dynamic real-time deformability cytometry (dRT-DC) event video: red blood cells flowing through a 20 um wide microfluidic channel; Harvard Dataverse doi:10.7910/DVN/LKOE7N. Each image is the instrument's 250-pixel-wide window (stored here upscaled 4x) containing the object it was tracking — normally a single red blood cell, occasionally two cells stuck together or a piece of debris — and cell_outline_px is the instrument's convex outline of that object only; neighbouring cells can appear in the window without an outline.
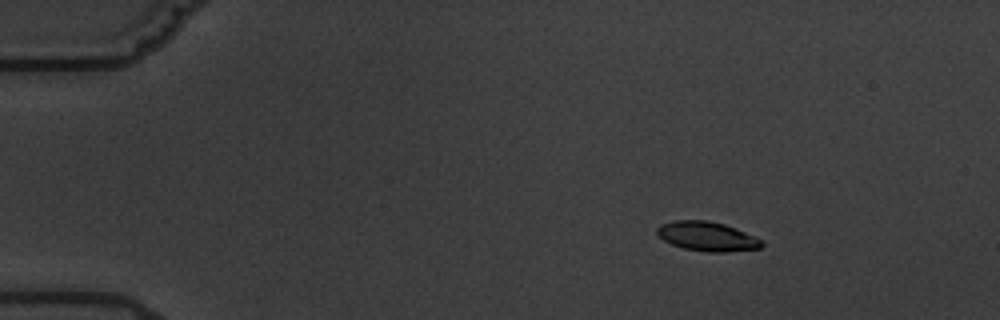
{"species": "common noctule bat (a hibernating species)", "species_latin": "Nyctalus noctula", "temperature_condition": "warm", "stored_images_in_passage": 5, "camera_frame_rate_fps": 3000, "um_per_image_px": 0.085, "animal": {"sex": "male", "body_mass_g": 19.5, "forearm_length_mm": 54.6}, "frame": {"image": 1, "passage_image": 3, "time_ms": 3.0, "image_size_px": [1000, 320], "cell_outline_px": [[764, 244], [760, 248], [724, 252], [708, 252], [684, 248], [672, 244], [664, 240], [656, 232], [656, 228], [660, 224], [672, 220], [708, 220], [724, 224], [736, 228], [756, 236], [764, 240]], "centroid_in_image_um": [60.13, 20.08], "position_along_channel_um": 24.9, "area_um2": 18.03}}